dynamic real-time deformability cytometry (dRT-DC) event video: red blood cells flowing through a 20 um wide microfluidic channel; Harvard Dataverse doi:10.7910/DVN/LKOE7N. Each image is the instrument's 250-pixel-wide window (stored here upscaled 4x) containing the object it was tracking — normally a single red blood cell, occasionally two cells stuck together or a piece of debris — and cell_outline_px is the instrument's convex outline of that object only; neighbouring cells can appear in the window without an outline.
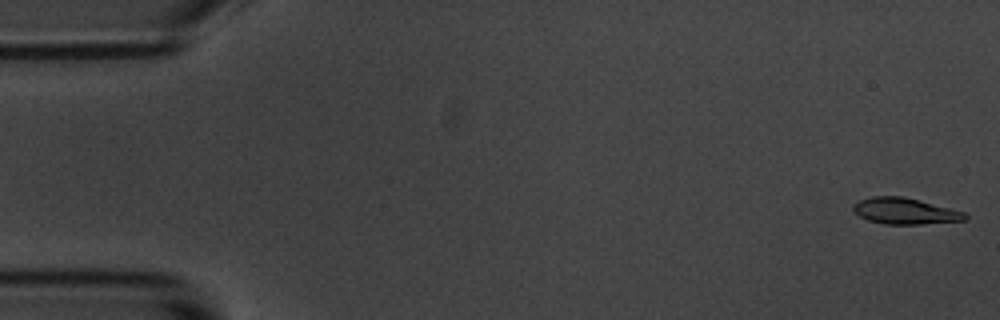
{"species": "common noctule bat (a hibernating species)", "species_latin": "Nyctalus noctula", "temperature_condition": "room temperature", "stored_images_in_passage": 11, "camera_frame_rate_fps": 3000, "um_per_image_px": 0.085, "animal": {"sex": "male", "body_mass_g": 20.1, "forearm_length_mm": 53.5}, "frame": {"image": 1, "passage_image": 1, "time_ms": 0.0, "image_size_px": [1000, 320], "cell_outline_px": [[968, 220], [920, 224], [884, 224], [868, 220], [860, 216], [852, 208], [852, 204], [860, 200], [872, 196], [904, 196], [920, 200], [964, 212], [968, 216]], "centroid_in_image_um": [76.92, 17.94], "position_along_channel_um": 8.1, "area_um2": 17.05}}
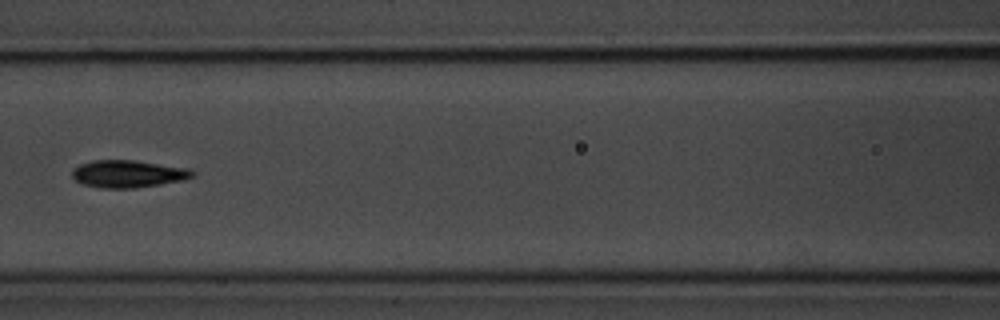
{"frame": {"image": 2, "passage_image": 7, "time_ms": 8.0, "image_size_px": [1000, 320], "cell_outline_px": [[196, 176], [184, 180], [136, 188], [100, 188], [80, 184], [72, 180], [72, 168], [80, 164], [92, 160], [132, 160], [188, 168], [196, 172]], "centroid_in_image_um": [10.85, 14.78], "position_along_channel_um": 155.8, "area_um2": 19.48}}
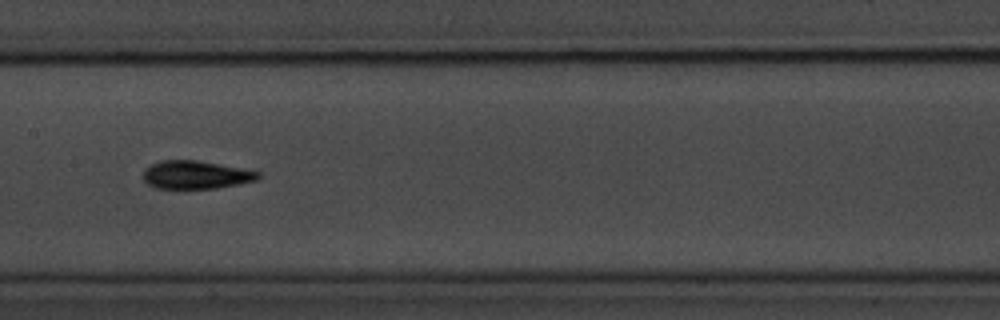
{"frame": {"image": 3, "passage_image": 8, "time_ms": 9.0, "image_size_px": [1000, 320], "cell_outline_px": [[260, 176], [256, 180], [216, 188], [156, 188], [148, 184], [144, 180], [144, 168], [160, 160], [196, 160], [240, 168], [260, 172]], "centroid_in_image_um": [16.61, 14.85], "position_along_channel_um": 190.8, "area_um2": 18.55}}